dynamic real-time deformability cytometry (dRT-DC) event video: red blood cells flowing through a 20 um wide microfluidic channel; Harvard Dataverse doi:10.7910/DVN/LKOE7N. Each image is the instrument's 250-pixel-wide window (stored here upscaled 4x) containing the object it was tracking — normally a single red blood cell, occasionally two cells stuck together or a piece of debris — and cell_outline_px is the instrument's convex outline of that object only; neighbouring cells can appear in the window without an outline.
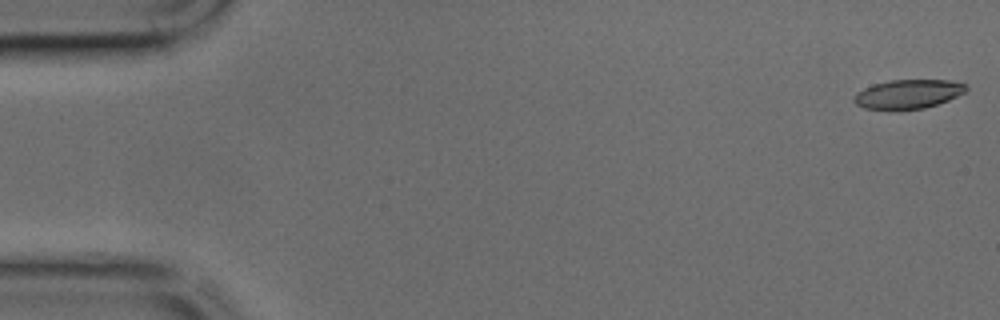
{"species": "common noctule bat (a hibernating species)", "species_latin": "Nyctalus noctula", "temperature_condition": "cold", "stored_images_in_passage": 45, "camera_frame_rate_fps": 3000, "um_per_image_px": 0.085, "animal": {"sex": "male", "body_mass_g": 17.9, "forearm_length_mm": 54.2}, "frame": {"image": 1, "passage_image": 1, "time_ms": 0.0, "image_size_px": [1000, 320], "cell_outline_px": [[968, 88], [964, 92], [948, 100], [924, 108], [900, 112], [888, 112], [864, 108], [856, 104], [852, 100], [856, 92], [872, 84], [888, 80], [948, 80], [968, 84]], "centroid_in_image_um": [77.12, 8.03], "position_along_channel_um": 7.9, "area_um2": 19.71}}
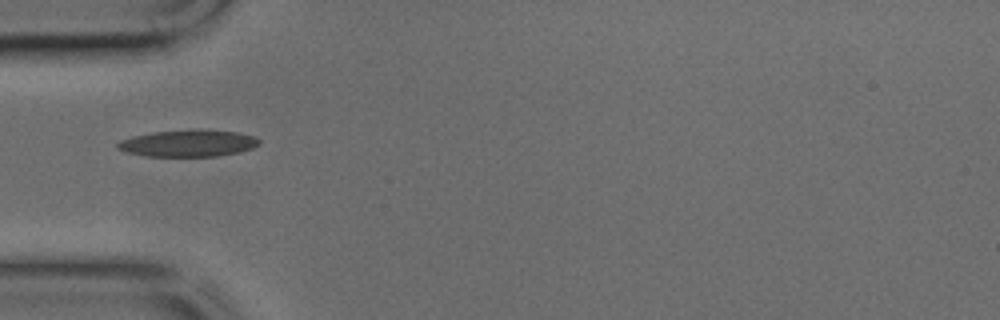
{"frame": {"image": 2, "passage_image": 14, "time_ms": 4.333, "image_size_px": [1000, 320], "cell_outline_px": [[260, 144], [252, 148], [240, 152], [216, 156], [144, 156], [128, 152], [116, 148], [116, 144], [120, 140], [132, 136], [152, 132], [200, 128], [236, 132], [256, 136], [260, 140]], "centroid_in_image_um": [16.01, 12.16], "position_along_channel_um": 69.0, "area_um2": 22.43}}
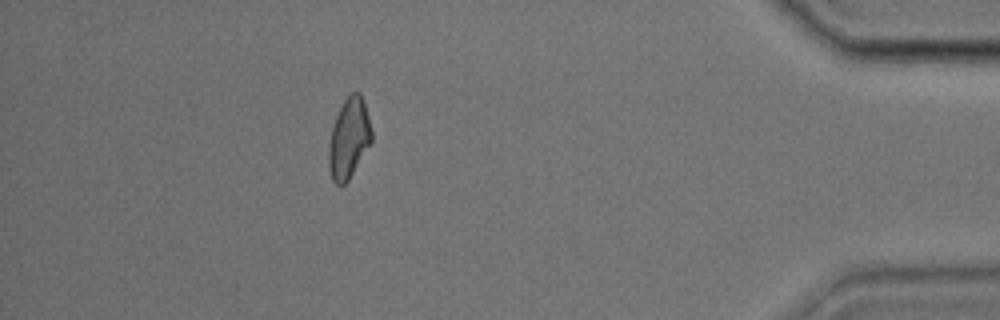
{"frame": {"image": 3, "passage_image": 40, "time_ms": 13.0, "image_size_px": [1000, 320], "cell_outline_px": [[372, 140], [348, 180], [340, 188], [332, 180], [328, 168], [328, 148], [332, 128], [336, 116], [344, 100], [352, 92], [360, 92], [368, 116], [372, 132]], "centroid_in_image_um": [29.63, 11.79], "position_along_channel_um": 405.6, "area_um2": 19.83}}